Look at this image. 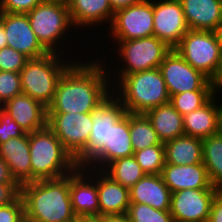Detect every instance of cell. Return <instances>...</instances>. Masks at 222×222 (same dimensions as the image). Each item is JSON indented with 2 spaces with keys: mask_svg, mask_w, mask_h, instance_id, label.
Listing matches in <instances>:
<instances>
[{
  "mask_svg": "<svg viewBox=\"0 0 222 222\" xmlns=\"http://www.w3.org/2000/svg\"><path fill=\"white\" fill-rule=\"evenodd\" d=\"M88 55L64 71L47 113H91L112 93L106 64L98 56Z\"/></svg>",
  "mask_w": 222,
  "mask_h": 222,
  "instance_id": "1",
  "label": "cell"
},
{
  "mask_svg": "<svg viewBox=\"0 0 222 222\" xmlns=\"http://www.w3.org/2000/svg\"><path fill=\"white\" fill-rule=\"evenodd\" d=\"M27 16L30 26L34 31L38 41L48 52H54L66 55L68 57L75 58V60H80L82 58H85V56H80V55L86 54V56H88L87 53L88 52L90 53L91 50H89L90 49L89 47L91 46L89 45L86 47L85 46L72 47V44L75 45V43L76 42L79 43V41H76L78 40L76 34L73 37L71 36L73 33H76L77 31L71 21L68 5L58 2H42L37 6H35L31 11H29L27 13ZM68 40L70 41L71 44H69ZM62 46L63 47L65 46L66 48L64 47L63 49ZM68 46H70L71 49H69L70 47ZM72 48H76V50ZM77 48L78 49L81 48L83 51L86 50L87 48V50L89 51H84V52L82 51L80 54H78L81 49L78 50ZM76 51H78V53ZM72 52L75 53L72 54Z\"/></svg>",
  "mask_w": 222,
  "mask_h": 222,
  "instance_id": "2",
  "label": "cell"
},
{
  "mask_svg": "<svg viewBox=\"0 0 222 222\" xmlns=\"http://www.w3.org/2000/svg\"><path fill=\"white\" fill-rule=\"evenodd\" d=\"M26 222H66L73 220L69 175L37 180L21 185Z\"/></svg>",
  "mask_w": 222,
  "mask_h": 222,
  "instance_id": "3",
  "label": "cell"
},
{
  "mask_svg": "<svg viewBox=\"0 0 222 222\" xmlns=\"http://www.w3.org/2000/svg\"><path fill=\"white\" fill-rule=\"evenodd\" d=\"M109 77L112 93L121 101L128 113L145 114L151 108L170 102L159 68Z\"/></svg>",
  "mask_w": 222,
  "mask_h": 222,
  "instance_id": "4",
  "label": "cell"
},
{
  "mask_svg": "<svg viewBox=\"0 0 222 222\" xmlns=\"http://www.w3.org/2000/svg\"><path fill=\"white\" fill-rule=\"evenodd\" d=\"M114 43L116 44L113 47L114 49L111 51H113V59L117 57V60L109 59L108 61L106 59L109 56L110 58H112V56L110 55L111 53L108 51V49L106 50L107 53L103 54L102 51L101 53H98L97 50L94 51L93 48H91L92 51L90 53L92 55H94L95 53L96 55L100 54L98 58L105 62L109 75H127L138 71L158 68L166 55L172 50L166 43L159 40L155 36L131 39L127 41H112L111 44ZM116 45L118 46V48ZM101 54L102 56L105 54L106 55L102 58ZM113 61L114 63L117 62V64L115 65ZM114 65L120 66L115 67ZM112 67L115 68L113 69ZM113 70L115 72H112Z\"/></svg>",
  "mask_w": 222,
  "mask_h": 222,
  "instance_id": "5",
  "label": "cell"
},
{
  "mask_svg": "<svg viewBox=\"0 0 222 222\" xmlns=\"http://www.w3.org/2000/svg\"><path fill=\"white\" fill-rule=\"evenodd\" d=\"M29 147L31 182L62 178L78 168L73 156L48 126L29 133Z\"/></svg>",
  "mask_w": 222,
  "mask_h": 222,
  "instance_id": "6",
  "label": "cell"
},
{
  "mask_svg": "<svg viewBox=\"0 0 222 222\" xmlns=\"http://www.w3.org/2000/svg\"><path fill=\"white\" fill-rule=\"evenodd\" d=\"M74 61V58L54 52L28 59L20 71L23 94L48 107L53 101L58 80Z\"/></svg>",
  "mask_w": 222,
  "mask_h": 222,
  "instance_id": "7",
  "label": "cell"
},
{
  "mask_svg": "<svg viewBox=\"0 0 222 222\" xmlns=\"http://www.w3.org/2000/svg\"><path fill=\"white\" fill-rule=\"evenodd\" d=\"M92 130L83 151L75 158L78 168L91 167L102 170L105 167V145H108L109 128L126 113L121 101L111 93L92 112Z\"/></svg>",
  "mask_w": 222,
  "mask_h": 222,
  "instance_id": "8",
  "label": "cell"
},
{
  "mask_svg": "<svg viewBox=\"0 0 222 222\" xmlns=\"http://www.w3.org/2000/svg\"><path fill=\"white\" fill-rule=\"evenodd\" d=\"M174 50L211 81L218 77L222 52L214 31L189 30Z\"/></svg>",
  "mask_w": 222,
  "mask_h": 222,
  "instance_id": "9",
  "label": "cell"
},
{
  "mask_svg": "<svg viewBox=\"0 0 222 222\" xmlns=\"http://www.w3.org/2000/svg\"><path fill=\"white\" fill-rule=\"evenodd\" d=\"M107 32L108 39H112L111 41H127L153 36V0H141L115 11Z\"/></svg>",
  "mask_w": 222,
  "mask_h": 222,
  "instance_id": "10",
  "label": "cell"
},
{
  "mask_svg": "<svg viewBox=\"0 0 222 222\" xmlns=\"http://www.w3.org/2000/svg\"><path fill=\"white\" fill-rule=\"evenodd\" d=\"M169 96L186 91H214V82L172 49L159 65Z\"/></svg>",
  "mask_w": 222,
  "mask_h": 222,
  "instance_id": "11",
  "label": "cell"
},
{
  "mask_svg": "<svg viewBox=\"0 0 222 222\" xmlns=\"http://www.w3.org/2000/svg\"><path fill=\"white\" fill-rule=\"evenodd\" d=\"M92 123V113H47V126L74 159L85 148Z\"/></svg>",
  "mask_w": 222,
  "mask_h": 222,
  "instance_id": "12",
  "label": "cell"
},
{
  "mask_svg": "<svg viewBox=\"0 0 222 222\" xmlns=\"http://www.w3.org/2000/svg\"><path fill=\"white\" fill-rule=\"evenodd\" d=\"M220 189H183L171 193L174 222H208L212 202Z\"/></svg>",
  "mask_w": 222,
  "mask_h": 222,
  "instance_id": "13",
  "label": "cell"
},
{
  "mask_svg": "<svg viewBox=\"0 0 222 222\" xmlns=\"http://www.w3.org/2000/svg\"><path fill=\"white\" fill-rule=\"evenodd\" d=\"M153 24V36L171 49L190 30L179 0H153Z\"/></svg>",
  "mask_w": 222,
  "mask_h": 222,
  "instance_id": "14",
  "label": "cell"
},
{
  "mask_svg": "<svg viewBox=\"0 0 222 222\" xmlns=\"http://www.w3.org/2000/svg\"><path fill=\"white\" fill-rule=\"evenodd\" d=\"M69 194L76 217L99 216L97 169L77 168L69 174Z\"/></svg>",
  "mask_w": 222,
  "mask_h": 222,
  "instance_id": "15",
  "label": "cell"
},
{
  "mask_svg": "<svg viewBox=\"0 0 222 222\" xmlns=\"http://www.w3.org/2000/svg\"><path fill=\"white\" fill-rule=\"evenodd\" d=\"M7 46L25 55L28 59L38 58L49 53L38 41L32 30L27 14L1 12Z\"/></svg>",
  "mask_w": 222,
  "mask_h": 222,
  "instance_id": "16",
  "label": "cell"
},
{
  "mask_svg": "<svg viewBox=\"0 0 222 222\" xmlns=\"http://www.w3.org/2000/svg\"><path fill=\"white\" fill-rule=\"evenodd\" d=\"M68 9L76 31L79 30L81 32L82 30L81 34L79 31L77 34L79 35L77 37L82 39L85 37L83 35L85 28L91 29L93 32V30H96L98 27L100 28L104 23L105 25L107 24L105 27L107 29L108 24L110 26L114 16V11L109 0H70Z\"/></svg>",
  "mask_w": 222,
  "mask_h": 222,
  "instance_id": "17",
  "label": "cell"
},
{
  "mask_svg": "<svg viewBox=\"0 0 222 222\" xmlns=\"http://www.w3.org/2000/svg\"><path fill=\"white\" fill-rule=\"evenodd\" d=\"M26 133L47 126V107L27 94H19L1 107Z\"/></svg>",
  "mask_w": 222,
  "mask_h": 222,
  "instance_id": "18",
  "label": "cell"
},
{
  "mask_svg": "<svg viewBox=\"0 0 222 222\" xmlns=\"http://www.w3.org/2000/svg\"><path fill=\"white\" fill-rule=\"evenodd\" d=\"M161 176L171 193L183 189H218L211 185L203 163L192 165L165 164Z\"/></svg>",
  "mask_w": 222,
  "mask_h": 222,
  "instance_id": "19",
  "label": "cell"
},
{
  "mask_svg": "<svg viewBox=\"0 0 222 222\" xmlns=\"http://www.w3.org/2000/svg\"><path fill=\"white\" fill-rule=\"evenodd\" d=\"M99 216L127 214L130 205L129 188L97 169Z\"/></svg>",
  "mask_w": 222,
  "mask_h": 222,
  "instance_id": "20",
  "label": "cell"
},
{
  "mask_svg": "<svg viewBox=\"0 0 222 222\" xmlns=\"http://www.w3.org/2000/svg\"><path fill=\"white\" fill-rule=\"evenodd\" d=\"M130 203L147 204L157 210H170L171 191L161 174H146L129 189Z\"/></svg>",
  "mask_w": 222,
  "mask_h": 222,
  "instance_id": "21",
  "label": "cell"
},
{
  "mask_svg": "<svg viewBox=\"0 0 222 222\" xmlns=\"http://www.w3.org/2000/svg\"><path fill=\"white\" fill-rule=\"evenodd\" d=\"M190 30L215 31L222 23L219 0H179Z\"/></svg>",
  "mask_w": 222,
  "mask_h": 222,
  "instance_id": "22",
  "label": "cell"
},
{
  "mask_svg": "<svg viewBox=\"0 0 222 222\" xmlns=\"http://www.w3.org/2000/svg\"><path fill=\"white\" fill-rule=\"evenodd\" d=\"M29 151V133L10 138L7 142L0 144V157L7 162L13 177L20 185L31 182Z\"/></svg>",
  "mask_w": 222,
  "mask_h": 222,
  "instance_id": "23",
  "label": "cell"
},
{
  "mask_svg": "<svg viewBox=\"0 0 222 222\" xmlns=\"http://www.w3.org/2000/svg\"><path fill=\"white\" fill-rule=\"evenodd\" d=\"M185 135L205 139L218 132L217 94L202 107L183 116Z\"/></svg>",
  "mask_w": 222,
  "mask_h": 222,
  "instance_id": "24",
  "label": "cell"
},
{
  "mask_svg": "<svg viewBox=\"0 0 222 222\" xmlns=\"http://www.w3.org/2000/svg\"><path fill=\"white\" fill-rule=\"evenodd\" d=\"M166 164L192 165L203 163L202 139L182 135L164 143Z\"/></svg>",
  "mask_w": 222,
  "mask_h": 222,
  "instance_id": "25",
  "label": "cell"
},
{
  "mask_svg": "<svg viewBox=\"0 0 222 222\" xmlns=\"http://www.w3.org/2000/svg\"><path fill=\"white\" fill-rule=\"evenodd\" d=\"M145 114L162 143L185 134L183 116L170 103L151 108Z\"/></svg>",
  "mask_w": 222,
  "mask_h": 222,
  "instance_id": "26",
  "label": "cell"
},
{
  "mask_svg": "<svg viewBox=\"0 0 222 222\" xmlns=\"http://www.w3.org/2000/svg\"><path fill=\"white\" fill-rule=\"evenodd\" d=\"M134 153L130 138L129 113L109 128L108 145H105V166L110 162L132 156Z\"/></svg>",
  "mask_w": 222,
  "mask_h": 222,
  "instance_id": "27",
  "label": "cell"
},
{
  "mask_svg": "<svg viewBox=\"0 0 222 222\" xmlns=\"http://www.w3.org/2000/svg\"><path fill=\"white\" fill-rule=\"evenodd\" d=\"M203 164L212 186L222 190V135L202 139Z\"/></svg>",
  "mask_w": 222,
  "mask_h": 222,
  "instance_id": "28",
  "label": "cell"
},
{
  "mask_svg": "<svg viewBox=\"0 0 222 222\" xmlns=\"http://www.w3.org/2000/svg\"><path fill=\"white\" fill-rule=\"evenodd\" d=\"M129 128L134 152L154 145L164 144L146 114L129 113Z\"/></svg>",
  "mask_w": 222,
  "mask_h": 222,
  "instance_id": "29",
  "label": "cell"
},
{
  "mask_svg": "<svg viewBox=\"0 0 222 222\" xmlns=\"http://www.w3.org/2000/svg\"><path fill=\"white\" fill-rule=\"evenodd\" d=\"M102 171L129 189L146 175L133 155L110 162Z\"/></svg>",
  "mask_w": 222,
  "mask_h": 222,
  "instance_id": "30",
  "label": "cell"
},
{
  "mask_svg": "<svg viewBox=\"0 0 222 222\" xmlns=\"http://www.w3.org/2000/svg\"><path fill=\"white\" fill-rule=\"evenodd\" d=\"M214 94V91H186L170 96L169 103L184 116L205 105Z\"/></svg>",
  "mask_w": 222,
  "mask_h": 222,
  "instance_id": "31",
  "label": "cell"
},
{
  "mask_svg": "<svg viewBox=\"0 0 222 222\" xmlns=\"http://www.w3.org/2000/svg\"><path fill=\"white\" fill-rule=\"evenodd\" d=\"M133 156L146 174H161L166 164L164 144L135 151Z\"/></svg>",
  "mask_w": 222,
  "mask_h": 222,
  "instance_id": "32",
  "label": "cell"
},
{
  "mask_svg": "<svg viewBox=\"0 0 222 222\" xmlns=\"http://www.w3.org/2000/svg\"><path fill=\"white\" fill-rule=\"evenodd\" d=\"M126 215L130 222H174L170 210L161 211L142 203H130Z\"/></svg>",
  "mask_w": 222,
  "mask_h": 222,
  "instance_id": "33",
  "label": "cell"
},
{
  "mask_svg": "<svg viewBox=\"0 0 222 222\" xmlns=\"http://www.w3.org/2000/svg\"><path fill=\"white\" fill-rule=\"evenodd\" d=\"M22 93L20 73L0 71V107Z\"/></svg>",
  "mask_w": 222,
  "mask_h": 222,
  "instance_id": "34",
  "label": "cell"
},
{
  "mask_svg": "<svg viewBox=\"0 0 222 222\" xmlns=\"http://www.w3.org/2000/svg\"><path fill=\"white\" fill-rule=\"evenodd\" d=\"M28 58L18 51L6 46L0 50V71L20 73Z\"/></svg>",
  "mask_w": 222,
  "mask_h": 222,
  "instance_id": "35",
  "label": "cell"
},
{
  "mask_svg": "<svg viewBox=\"0 0 222 222\" xmlns=\"http://www.w3.org/2000/svg\"><path fill=\"white\" fill-rule=\"evenodd\" d=\"M27 134L15 120L0 107V144L10 138H16Z\"/></svg>",
  "mask_w": 222,
  "mask_h": 222,
  "instance_id": "36",
  "label": "cell"
},
{
  "mask_svg": "<svg viewBox=\"0 0 222 222\" xmlns=\"http://www.w3.org/2000/svg\"><path fill=\"white\" fill-rule=\"evenodd\" d=\"M0 222H26L21 195L14 202L0 207Z\"/></svg>",
  "mask_w": 222,
  "mask_h": 222,
  "instance_id": "37",
  "label": "cell"
},
{
  "mask_svg": "<svg viewBox=\"0 0 222 222\" xmlns=\"http://www.w3.org/2000/svg\"><path fill=\"white\" fill-rule=\"evenodd\" d=\"M42 2V0H0V11L27 14Z\"/></svg>",
  "mask_w": 222,
  "mask_h": 222,
  "instance_id": "38",
  "label": "cell"
},
{
  "mask_svg": "<svg viewBox=\"0 0 222 222\" xmlns=\"http://www.w3.org/2000/svg\"><path fill=\"white\" fill-rule=\"evenodd\" d=\"M21 195L19 183L0 184V207L14 202Z\"/></svg>",
  "mask_w": 222,
  "mask_h": 222,
  "instance_id": "39",
  "label": "cell"
},
{
  "mask_svg": "<svg viewBox=\"0 0 222 222\" xmlns=\"http://www.w3.org/2000/svg\"><path fill=\"white\" fill-rule=\"evenodd\" d=\"M208 222H222V190H220L211 205Z\"/></svg>",
  "mask_w": 222,
  "mask_h": 222,
  "instance_id": "40",
  "label": "cell"
},
{
  "mask_svg": "<svg viewBox=\"0 0 222 222\" xmlns=\"http://www.w3.org/2000/svg\"><path fill=\"white\" fill-rule=\"evenodd\" d=\"M4 183H18V182L13 177L7 162L0 157V184Z\"/></svg>",
  "mask_w": 222,
  "mask_h": 222,
  "instance_id": "41",
  "label": "cell"
},
{
  "mask_svg": "<svg viewBox=\"0 0 222 222\" xmlns=\"http://www.w3.org/2000/svg\"><path fill=\"white\" fill-rule=\"evenodd\" d=\"M109 1H110V5H111L113 11L115 12L119 9L136 4V3L140 2L141 0H109Z\"/></svg>",
  "mask_w": 222,
  "mask_h": 222,
  "instance_id": "42",
  "label": "cell"
},
{
  "mask_svg": "<svg viewBox=\"0 0 222 222\" xmlns=\"http://www.w3.org/2000/svg\"><path fill=\"white\" fill-rule=\"evenodd\" d=\"M104 222H130L126 214L104 216Z\"/></svg>",
  "mask_w": 222,
  "mask_h": 222,
  "instance_id": "43",
  "label": "cell"
},
{
  "mask_svg": "<svg viewBox=\"0 0 222 222\" xmlns=\"http://www.w3.org/2000/svg\"><path fill=\"white\" fill-rule=\"evenodd\" d=\"M214 82V93L221 96L222 94V67L218 77L213 81Z\"/></svg>",
  "mask_w": 222,
  "mask_h": 222,
  "instance_id": "44",
  "label": "cell"
},
{
  "mask_svg": "<svg viewBox=\"0 0 222 222\" xmlns=\"http://www.w3.org/2000/svg\"><path fill=\"white\" fill-rule=\"evenodd\" d=\"M217 106H218V134L222 135V97H221V100H218L220 99V95H217ZM221 103H220V102Z\"/></svg>",
  "mask_w": 222,
  "mask_h": 222,
  "instance_id": "45",
  "label": "cell"
},
{
  "mask_svg": "<svg viewBox=\"0 0 222 222\" xmlns=\"http://www.w3.org/2000/svg\"><path fill=\"white\" fill-rule=\"evenodd\" d=\"M78 222H104V216L78 217Z\"/></svg>",
  "mask_w": 222,
  "mask_h": 222,
  "instance_id": "46",
  "label": "cell"
},
{
  "mask_svg": "<svg viewBox=\"0 0 222 222\" xmlns=\"http://www.w3.org/2000/svg\"><path fill=\"white\" fill-rule=\"evenodd\" d=\"M7 46V36L2 23L0 22V50Z\"/></svg>",
  "mask_w": 222,
  "mask_h": 222,
  "instance_id": "47",
  "label": "cell"
},
{
  "mask_svg": "<svg viewBox=\"0 0 222 222\" xmlns=\"http://www.w3.org/2000/svg\"><path fill=\"white\" fill-rule=\"evenodd\" d=\"M214 32L217 36L218 43L220 45L221 52H222V23L216 28Z\"/></svg>",
  "mask_w": 222,
  "mask_h": 222,
  "instance_id": "48",
  "label": "cell"
},
{
  "mask_svg": "<svg viewBox=\"0 0 222 222\" xmlns=\"http://www.w3.org/2000/svg\"><path fill=\"white\" fill-rule=\"evenodd\" d=\"M43 2H58L68 5L70 0H42Z\"/></svg>",
  "mask_w": 222,
  "mask_h": 222,
  "instance_id": "49",
  "label": "cell"
},
{
  "mask_svg": "<svg viewBox=\"0 0 222 222\" xmlns=\"http://www.w3.org/2000/svg\"><path fill=\"white\" fill-rule=\"evenodd\" d=\"M66 222H78V217L74 218L73 220L66 221Z\"/></svg>",
  "mask_w": 222,
  "mask_h": 222,
  "instance_id": "50",
  "label": "cell"
}]
</instances>
